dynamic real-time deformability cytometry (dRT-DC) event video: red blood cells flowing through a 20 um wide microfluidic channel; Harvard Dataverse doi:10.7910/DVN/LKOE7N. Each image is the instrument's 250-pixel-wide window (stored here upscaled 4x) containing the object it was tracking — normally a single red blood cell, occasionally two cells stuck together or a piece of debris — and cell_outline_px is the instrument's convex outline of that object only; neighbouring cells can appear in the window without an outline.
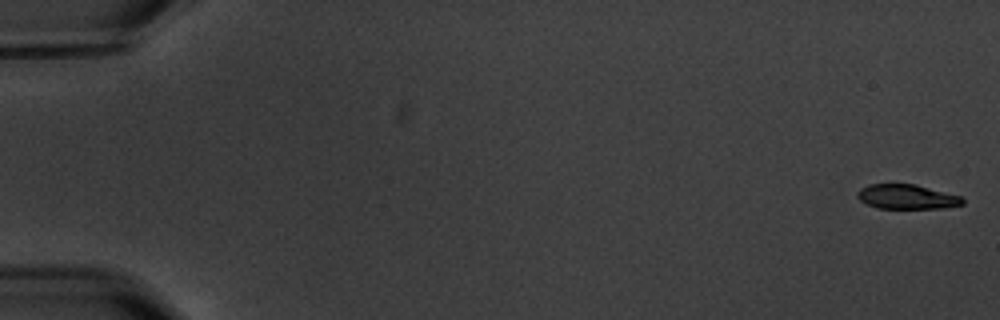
{"species": "common noctule bat (a hibernating species)", "species_latin": "Nyctalus noctula", "temperature_condition": "warm", "stored_images_in_passage": 5, "camera_frame_rate_fps": 3000, "um_per_image_px": 0.085, "animal": {"sex": "male", "body_mass_g": 20.1, "forearm_length_mm": 53.5}, "frame": {"image": 1, "passage_image": 1, "time_ms": 0.0, "image_size_px": [1000, 320], "cell_outline_px": [[964, 204], [944, 208], [876, 208], [860, 200], [856, 196], [856, 192], [860, 188], [868, 184], [916, 184], [960, 196], [964, 200]], "centroid_in_image_um": [77.06, 16.72], "position_along_channel_um": 7.9, "area_um2": 15.09}}
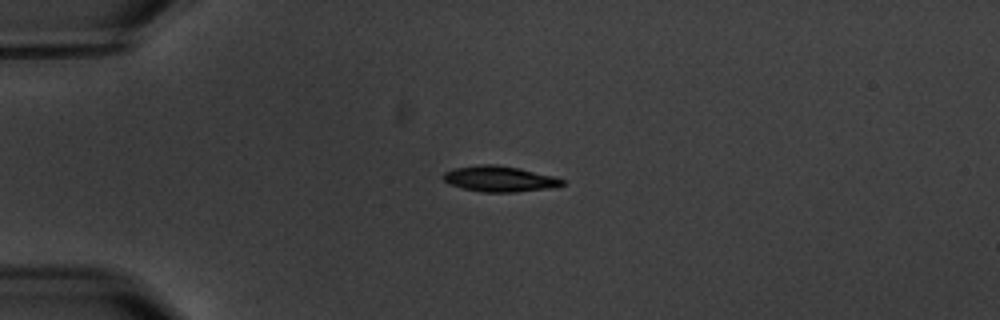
{"frame": {"image": 2, "passage_image": 4, "time_ms": 4.667, "image_size_px": [1000, 320], "cell_outline_px": [[564, 184], [556, 188], [516, 192], [484, 192], [464, 188], [448, 184], [444, 180], [444, 172], [452, 168], [480, 164], [496, 164], [520, 168], [552, 176], [564, 180]], "centroid_in_image_um": [42.47, 15.2], "position_along_channel_um": 42.5, "area_um2": 17.92}}